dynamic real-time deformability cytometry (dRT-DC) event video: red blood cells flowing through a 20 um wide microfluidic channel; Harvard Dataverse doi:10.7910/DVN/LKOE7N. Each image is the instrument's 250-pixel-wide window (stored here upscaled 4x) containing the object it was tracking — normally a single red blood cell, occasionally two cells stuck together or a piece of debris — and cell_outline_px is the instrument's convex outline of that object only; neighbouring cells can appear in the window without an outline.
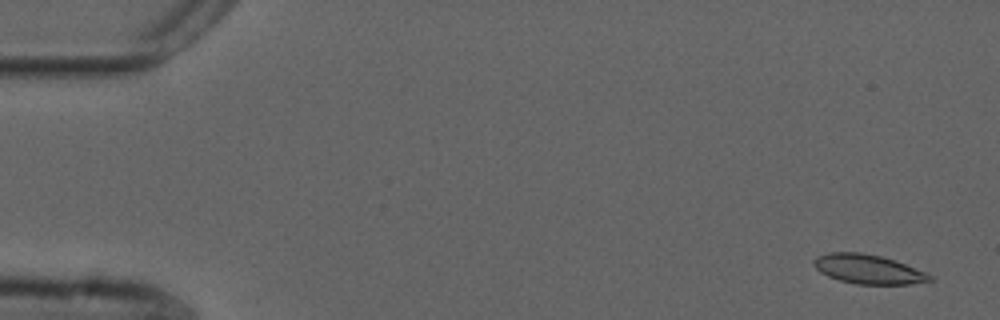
{"species": "common noctule bat (a hibernating species)", "species_latin": "Nyctalus noctula", "temperature_condition": "cold", "stored_images_in_passage": 54, "camera_frame_rate_fps": 3000, "um_per_image_px": 0.085, "animal": {"sex": "male", "forearm_length_mm": 52.5}, "frame": {"image": 1, "passage_image": 2, "time_ms": 0.333, "image_size_px": [1000, 320], "cell_outline_px": [[932, 280], [908, 284], [856, 284], [840, 280], [828, 276], [820, 272], [812, 264], [812, 260], [816, 256], [828, 252], [860, 252], [880, 256], [896, 260], [924, 272], [932, 276]], "centroid_in_image_um": [73.73, 22.87], "position_along_channel_um": 11.3, "area_um2": 19.71}}
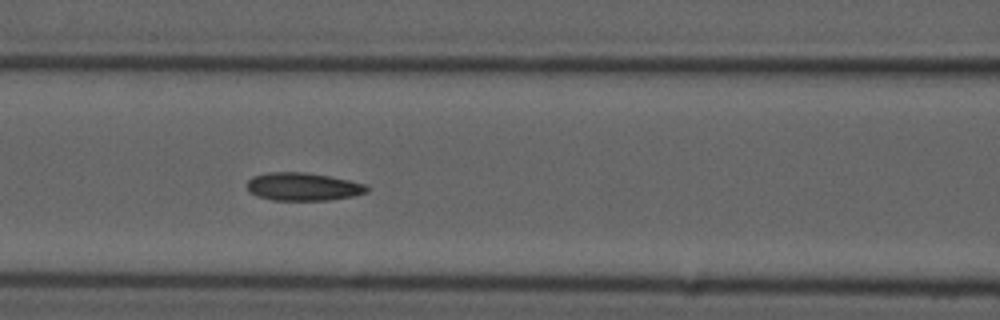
{"frame": {"image": 2, "passage_image": 23, "time_ms": 7.333, "image_size_px": [1000, 320], "cell_outline_px": [[372, 188], [368, 192], [352, 196], [328, 200], [272, 200], [256, 196], [248, 188], [248, 180], [252, 176], [268, 172], [304, 172], [328, 176], [348, 180], [364, 184]], "centroid_in_image_um": [25.77, 15.87], "position_along_channel_um": 140.8, "area_um2": 19.48}}
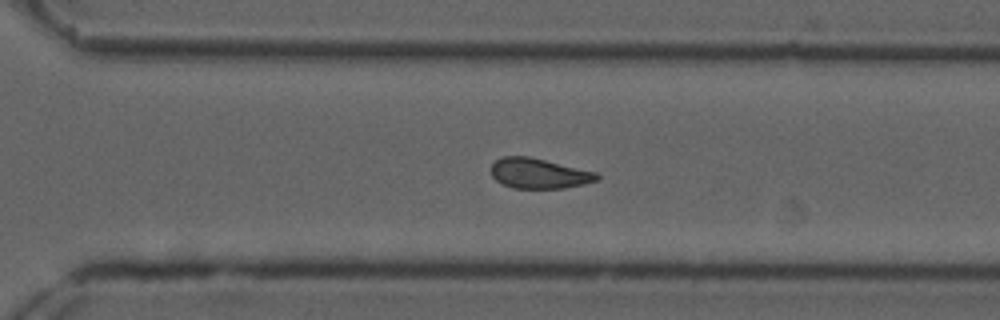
{"frame": {"image": 3, "passage_image": 38, "time_ms": 12.333, "image_size_px": [1000, 320], "cell_outline_px": [[600, 176], [596, 180], [584, 184], [564, 188], [512, 188], [496, 180], [492, 176], [492, 164], [496, 160], [504, 156], [528, 156], [596, 172]], "centroid_in_image_um": [45.8, 14.74], "position_along_channel_um": 324.8, "area_um2": 18.38}, "authors_computed_cell_mechanics": {"area_um2": 19.2185, "velocity_mm_per_s": 3.688, "shape_relaxation_time_tau1_ms": null, "shape_relaxation_time_tau2_ms": 4.004, "deformation_change_tau1": null, "deformation_change_tau2": 0.1111}}